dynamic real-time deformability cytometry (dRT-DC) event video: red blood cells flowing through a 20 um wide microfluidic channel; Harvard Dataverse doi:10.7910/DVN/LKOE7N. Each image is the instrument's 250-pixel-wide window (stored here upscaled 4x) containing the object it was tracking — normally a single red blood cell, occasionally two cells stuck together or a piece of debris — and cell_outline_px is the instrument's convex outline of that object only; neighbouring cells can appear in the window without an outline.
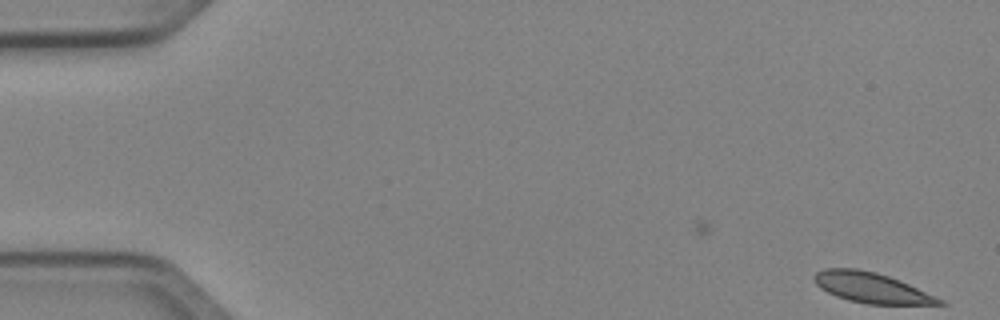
{"species": "Egyptian fruit bat (a non-hibernating species)", "species_latin": "Rousettus aegyptiacus", "temperature_condition": "cold", "stored_images_in_passage": 50, "camera_frame_rate_fps": 3000, "um_per_image_px": 0.085, "animal": {"sex": "female"}, "frame": {"image": 1, "passage_image": 1, "time_ms": 0.0, "image_size_px": [1000, 320], "cell_outline_px": [[948, 304], [868, 304], [848, 300], [836, 296], [820, 288], [816, 284], [812, 276], [816, 272], [824, 268], [856, 268], [876, 272], [900, 280], [944, 300]], "centroid_in_image_um": [74.05, 24.45], "position_along_channel_um": 11.0, "area_um2": 22.02}}
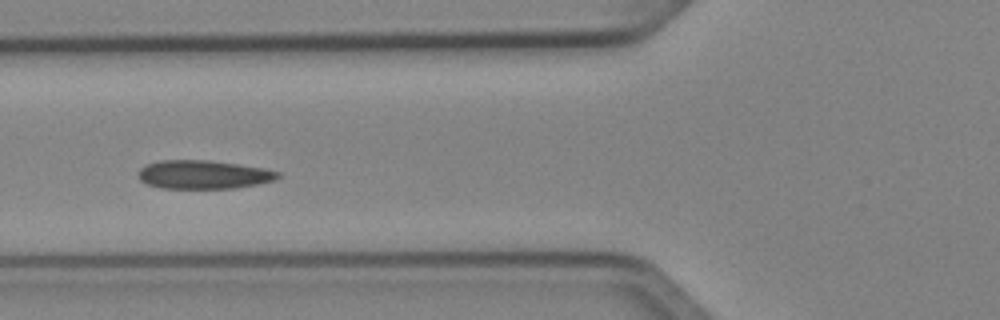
{"frame": {"image": 2, "passage_image": 19, "time_ms": 6.0, "image_size_px": [1000, 320], "cell_outline_px": [[280, 176], [276, 180], [236, 188], [160, 188], [148, 184], [140, 180], [136, 172], [140, 168], [148, 164], [160, 160], [208, 160], [240, 164], [264, 168], [280, 172]], "centroid_in_image_um": [17.29, 14.83], "position_along_channel_um": 108.5, "area_um2": 23.35}}
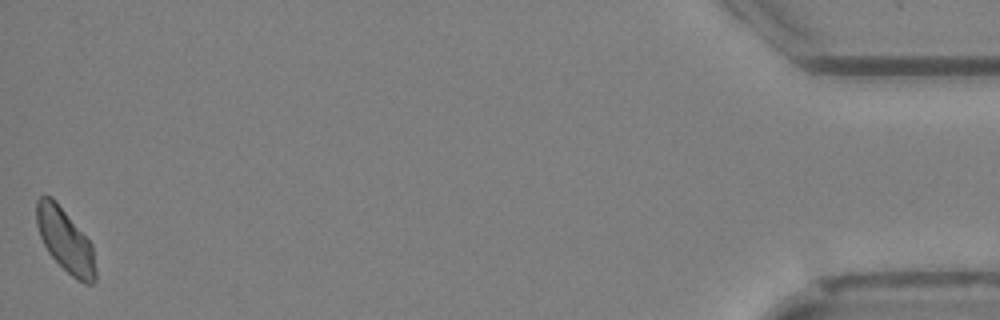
{"frame": {"image": 3, "passage_image": 50, "time_ms": 16.333, "image_size_px": [1000, 320], "cell_outline_px": [[96, 280], [92, 284], [84, 284], [76, 280], [48, 252], [40, 236], [36, 224], [36, 200], [44, 192], [52, 196], [56, 200], [92, 244], [96, 268]], "centroid_in_image_um": [5.54, 20.4], "position_along_channel_um": 429.7, "area_um2": 22.02}, "authors_computed_cell_mechanics": {"area_um2": 22.4553, "velocity_mm_per_s": 3.9974, "shape_relaxation_time_tau1_ms": 6.8086, "shape_relaxation_time_tau2_ms": null, "deformation_change_tau1": 0.1082, "deformation_change_tau2": null}}